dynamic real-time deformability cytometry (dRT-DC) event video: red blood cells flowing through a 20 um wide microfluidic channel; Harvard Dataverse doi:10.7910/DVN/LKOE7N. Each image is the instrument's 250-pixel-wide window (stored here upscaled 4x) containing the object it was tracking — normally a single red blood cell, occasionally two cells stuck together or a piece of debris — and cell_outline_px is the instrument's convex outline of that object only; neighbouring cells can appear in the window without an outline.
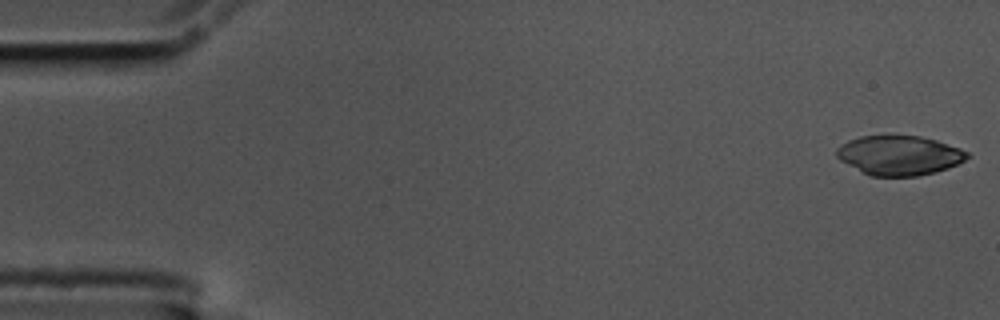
{"species": "common noctule bat (a hibernating species)", "species_latin": "Nyctalus noctula", "temperature_condition": "cold", "stored_images_in_passage": 4, "camera_frame_rate_fps": 3000, "um_per_image_px": 0.085, "animal": {"sex": "male", "body_mass_g": 17.5, "forearm_length_mm": 52.3}, "frame": {"image": 1, "passage_image": 1, "time_ms": 0.0, "image_size_px": [1000, 320], "cell_outline_px": [[972, 156], [948, 168], [936, 172], [916, 176], [872, 176], [840, 160], [836, 156], [836, 148], [840, 144], [848, 140], [860, 136], [920, 136], [936, 140], [960, 148], [968, 152]], "centroid_in_image_um": [76.45, 13.2], "position_along_channel_um": 8.6, "area_um2": 29.94}}